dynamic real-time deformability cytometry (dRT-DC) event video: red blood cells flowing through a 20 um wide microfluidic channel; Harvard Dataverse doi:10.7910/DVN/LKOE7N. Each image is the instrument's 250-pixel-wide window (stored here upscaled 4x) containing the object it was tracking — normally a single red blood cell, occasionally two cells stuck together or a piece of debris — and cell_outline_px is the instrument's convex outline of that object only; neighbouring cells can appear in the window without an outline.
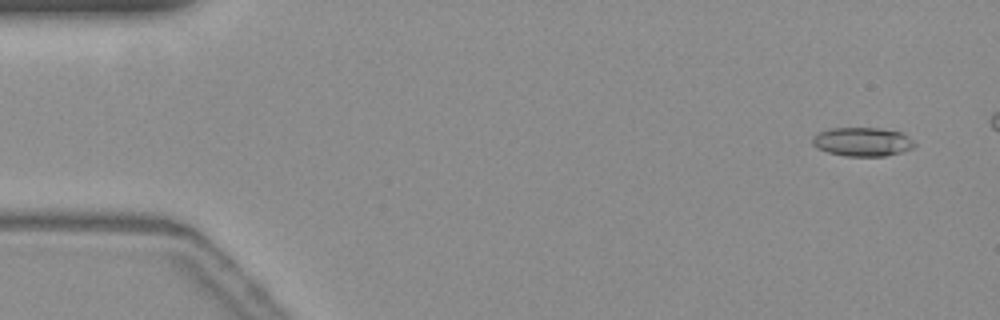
{"species": "common noctule bat (a hibernating species)", "species_latin": "Nyctalus noctula", "temperature_condition": "warm", "stored_images_in_passage": 50, "camera_frame_rate_fps": 3000, "um_per_image_px": 0.085, "animal": {"sex": "female", "body_mass_g": 19.3, "forearm_length_mm": 54.1}, "frame": {"image": 1, "passage_image": 4, "time_ms": 1.0, "image_size_px": [1000, 320], "cell_outline_px": [[916, 144], [912, 148], [900, 152], [884, 156], [844, 156], [828, 152], [816, 148], [812, 144], [812, 140], [820, 132], [832, 128], [880, 128], [900, 132], [912, 140]], "centroid_in_image_um": [73.29, 12.06], "position_along_channel_um": 11.7, "area_um2": 16.94}}
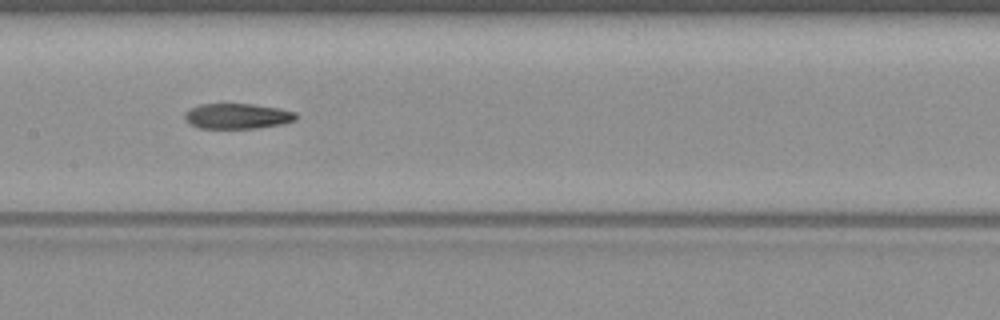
{"frame": {"image": 2, "passage_image": 28, "time_ms": 9.0, "image_size_px": [1000, 320], "cell_outline_px": [[296, 120], [280, 124], [256, 128], [200, 128], [188, 124], [184, 116], [192, 108], [200, 104], [252, 104], [276, 108], [296, 112]], "centroid_in_image_um": [20.16, 9.87], "position_along_channel_um": 187.2, "area_um2": 16.18}}
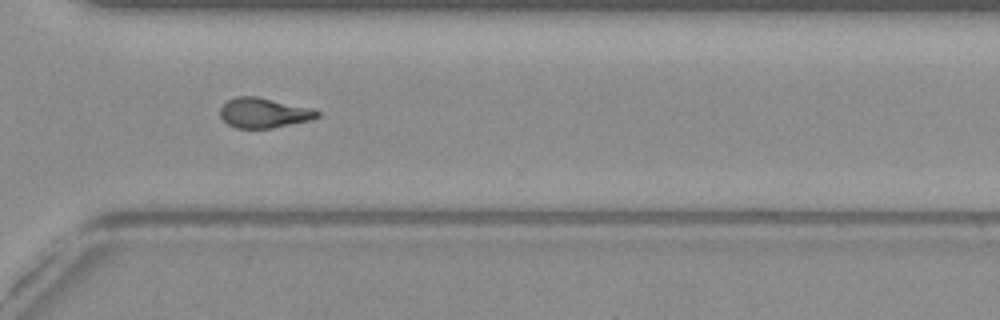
{"frame": {"image": 3, "passage_image": 41, "time_ms": 13.333, "image_size_px": [1000, 320], "cell_outline_px": [[320, 116], [312, 120], [272, 128], [236, 128], [228, 124], [220, 116], [220, 108], [228, 100], [236, 96], [256, 96], [312, 108], [320, 112]], "centroid_in_image_um": [22.44, 9.59], "position_along_channel_um": 348.2, "area_um2": 16.99}}